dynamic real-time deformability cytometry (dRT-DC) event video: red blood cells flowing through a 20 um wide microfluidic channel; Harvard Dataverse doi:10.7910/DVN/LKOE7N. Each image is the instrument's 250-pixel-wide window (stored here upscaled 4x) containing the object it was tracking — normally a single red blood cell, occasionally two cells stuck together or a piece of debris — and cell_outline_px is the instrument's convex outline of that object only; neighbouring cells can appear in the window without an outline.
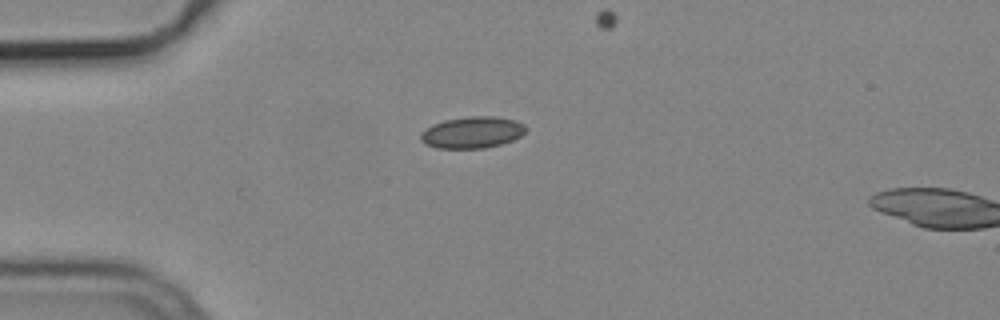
{"species": "common noctule bat (a hibernating species)", "species_latin": "Nyctalus noctula", "temperature_condition": "cold", "stored_images_in_passage": 4, "camera_frame_rate_fps": 3000, "um_per_image_px": 0.085, "animal": {"sex": "male", "body_mass_g": 19.2, "forearm_length_mm": 51.8}, "frame": {"image": 1, "passage_image": 1, "time_ms": 0.0, "image_size_px": [1000, 320], "cell_outline_px": [[528, 128], [520, 136], [512, 140], [500, 144], [484, 148], [436, 148], [424, 144], [420, 140], [420, 132], [432, 124], [444, 120], [468, 116], [496, 116], [516, 120], [524, 124]], "centroid_in_image_um": [40.12, 11.24], "position_along_channel_um": 44.9, "area_um2": 19.54}}
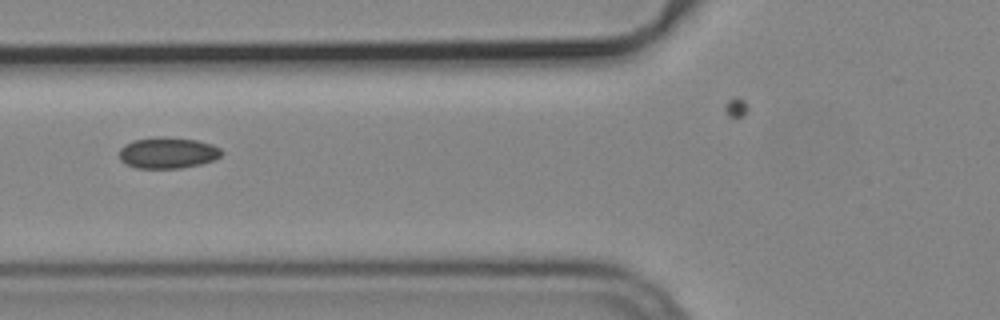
{"frame": {"image": 2, "passage_image": 3, "time_ms": 0.667, "image_size_px": [1000, 320], "cell_outline_px": [[224, 152], [216, 160], [200, 164], [180, 168], [136, 168], [124, 164], [120, 160], [120, 148], [124, 144], [132, 140], [156, 136], [164, 136], [196, 140], [212, 144], [220, 148]], "centroid_in_image_um": [14.25, 12.98], "position_along_channel_um": 111.6, "area_um2": 18.9}}